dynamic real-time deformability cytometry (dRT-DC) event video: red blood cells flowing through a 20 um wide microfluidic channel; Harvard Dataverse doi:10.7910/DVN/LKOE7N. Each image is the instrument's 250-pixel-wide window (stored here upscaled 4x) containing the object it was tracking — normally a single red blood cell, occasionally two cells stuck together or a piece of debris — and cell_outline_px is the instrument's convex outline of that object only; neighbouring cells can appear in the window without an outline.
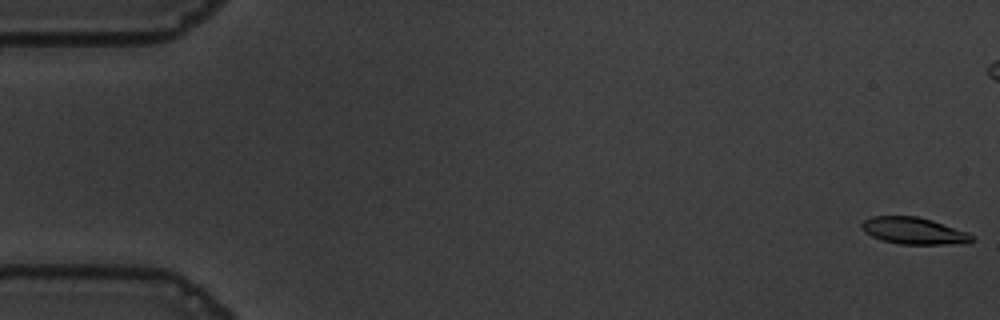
{"species": "common noctule bat (a hibernating species)", "species_latin": "Nyctalus noctula", "temperature_condition": "warm", "stored_images_in_passage": 10, "camera_frame_rate_fps": 3000, "um_per_image_px": 0.085, "animal": {"sex": "male", "body_mass_g": 19.5, "forearm_length_mm": 54.6}, "frame": {"image": 1, "passage_image": 1, "time_ms": 0.0, "image_size_px": [1000, 320], "cell_outline_px": [[976, 240], [964, 244], [900, 244], [880, 240], [864, 232], [860, 228], [860, 224], [864, 220], [872, 216], [916, 216], [932, 220], [968, 232]], "centroid_in_image_um": [77.66, 19.62], "position_along_channel_um": 7.3, "area_um2": 17.4}}